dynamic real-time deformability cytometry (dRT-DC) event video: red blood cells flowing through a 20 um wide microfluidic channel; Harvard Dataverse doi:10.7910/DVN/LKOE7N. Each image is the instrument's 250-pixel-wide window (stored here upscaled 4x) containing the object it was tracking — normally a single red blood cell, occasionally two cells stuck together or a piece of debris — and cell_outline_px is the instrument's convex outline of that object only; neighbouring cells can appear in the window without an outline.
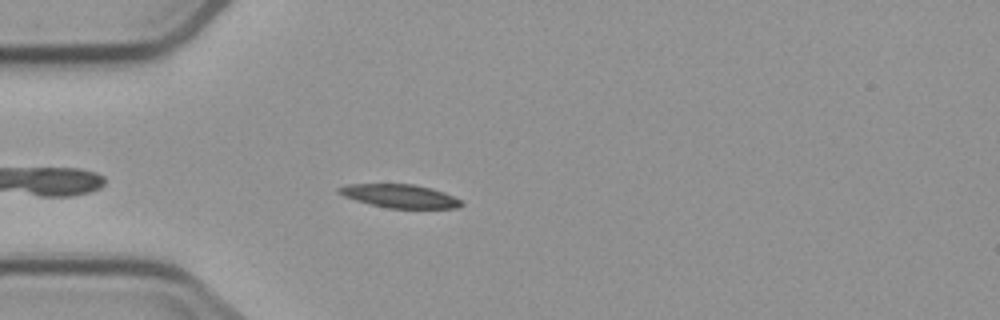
{"species": "common noctule bat (a hibernating species)", "species_latin": "Nyctalus noctula", "temperature_condition": "cold", "stored_images_in_passage": 3, "camera_frame_rate_fps": 3000, "um_per_image_px": 0.085, "animal": {"sex": "male", "body_mass_g": 23.1, "forearm_length_mm": 52.7}, "frame": {"image": 1, "passage_image": 3, "time_ms": 2.333, "image_size_px": [1000, 320], "cell_outline_px": [[464, 204], [456, 208], [388, 208], [356, 200], [344, 196], [336, 192], [336, 188], [348, 184], [412, 184], [432, 188], [444, 192], [460, 200]], "centroid_in_image_um": [33.97, 16.66], "position_along_channel_um": 51.0, "area_um2": 16.59}}